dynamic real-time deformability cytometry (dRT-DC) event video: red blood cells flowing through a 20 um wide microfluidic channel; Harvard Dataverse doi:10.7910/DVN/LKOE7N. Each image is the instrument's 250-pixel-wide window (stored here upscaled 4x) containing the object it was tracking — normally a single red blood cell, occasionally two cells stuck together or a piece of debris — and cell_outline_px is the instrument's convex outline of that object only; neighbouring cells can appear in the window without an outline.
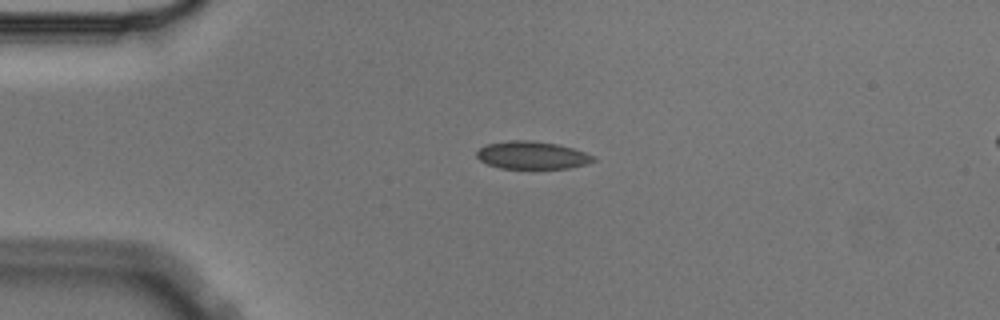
{"species": "Egyptian fruit bat (a non-hibernating species)", "species_latin": "Rousettus aegyptiacus", "temperature_condition": "cold", "stored_images_in_passage": 3, "segment_of_instrument_passage": [1, 2], "camera_frame_rate_fps": 3000, "um_per_image_px": 0.085, "animal": {"sex": "male"}, "frame": {"image": 1, "passage_image": 1, "time_ms": 0.0, "image_size_px": [1000, 320], "cell_outline_px": [[596, 160], [584, 164], [568, 168], [500, 168], [488, 164], [480, 160], [476, 156], [476, 152], [480, 148], [488, 144], [508, 140], [532, 140], [556, 144], [572, 148], [596, 156]], "centroid_in_image_um": [45.22, 13.19], "position_along_channel_um": 39.8, "area_um2": 18.67}}